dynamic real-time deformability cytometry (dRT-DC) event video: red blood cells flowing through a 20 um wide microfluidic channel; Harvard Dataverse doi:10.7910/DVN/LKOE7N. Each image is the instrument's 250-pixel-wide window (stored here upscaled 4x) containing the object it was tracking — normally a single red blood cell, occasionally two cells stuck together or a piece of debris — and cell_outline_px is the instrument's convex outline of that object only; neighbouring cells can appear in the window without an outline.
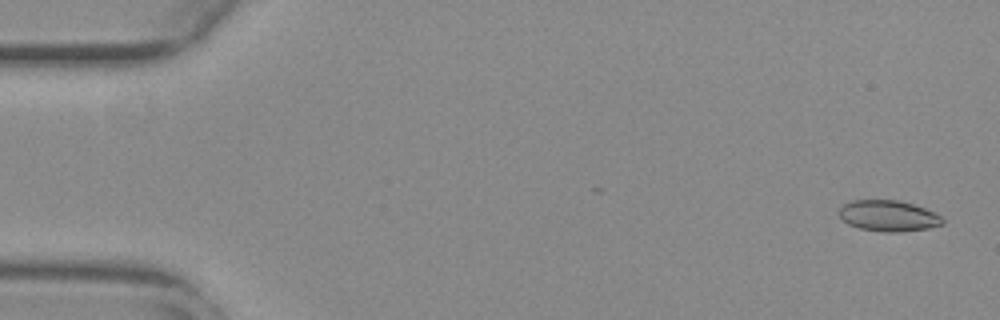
{"species": "common noctule bat (a hibernating species)", "species_latin": "Nyctalus noctula", "temperature_condition": "warm", "stored_images_in_passage": 56, "camera_frame_rate_fps": 3000, "um_per_image_px": 0.085, "animal": {"sex": "female", "body_mass_g": 29.2, "forearm_length_mm": 56.3}, "frame": {"image": 1, "passage_image": 2, "time_ms": 0.333, "image_size_px": [1000, 320], "cell_outline_px": [[944, 224], [928, 228], [900, 232], [884, 232], [860, 228], [848, 224], [840, 216], [840, 208], [844, 204], [852, 200], [900, 200], [924, 208], [940, 216], [944, 220]], "centroid_in_image_um": [75.52, 18.35], "position_along_channel_um": 9.5, "area_um2": 18.5}}
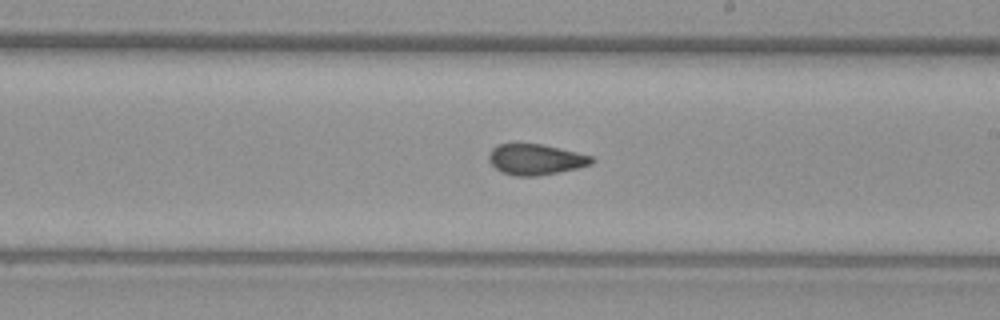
{"frame": {"image": 2, "passage_image": 32, "time_ms": 10.333, "image_size_px": [1000, 320], "cell_outline_px": [[596, 160], [592, 164], [576, 168], [536, 176], [516, 176], [500, 172], [488, 160], [488, 152], [496, 144], [540, 144], [560, 148], [592, 156]], "centroid_in_image_um": [45.5, 13.55], "position_along_channel_um": 243.5, "area_um2": 18.38}}
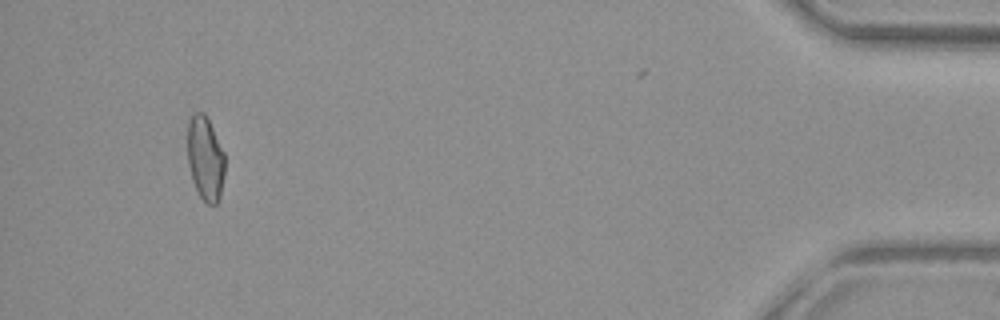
{"frame": {"image": 3, "passage_image": 52, "time_ms": 17.0, "image_size_px": [1000, 320], "cell_outline_px": [[224, 176], [220, 200], [216, 204], [208, 204], [200, 196], [192, 180], [188, 164], [188, 120], [196, 112], [204, 112], [224, 152]], "centroid_in_image_um": [17.45, 13.49], "position_along_channel_um": 417.7, "area_um2": 18.21}, "authors_computed_cell_mechanics": {"area_um2": 18.9295, "velocity_mm_per_s": 3.7708, "shape_relaxation_time_tau1_ms": null, "shape_relaxation_time_tau2_ms": 1.5609, "deformation_change_tau1": null, "deformation_change_tau2": 0.0703}}